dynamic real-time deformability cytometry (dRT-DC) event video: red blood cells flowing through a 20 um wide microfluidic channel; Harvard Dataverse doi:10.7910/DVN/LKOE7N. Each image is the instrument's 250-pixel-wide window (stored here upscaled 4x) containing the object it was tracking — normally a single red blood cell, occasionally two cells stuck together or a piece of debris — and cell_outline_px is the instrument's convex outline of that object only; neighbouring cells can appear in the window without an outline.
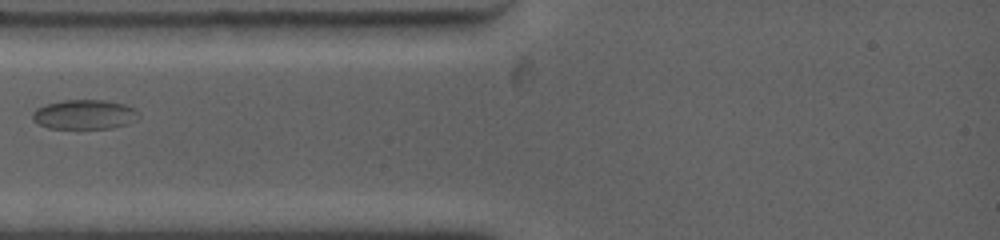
{"species": "common noctule bat (a hibernating species)", "species_latin": "Nyctalus noctula", "temperature_condition": "warm", "stored_images_in_passage": 3, "camera_frame_rate_fps": 4500, "um_per_image_px": 0.085, "animal": {"sex": "female", "body_mass_g": 19.0, "forearm_length_mm": 53.3}, "frame": {"image": 1, "passage_image": 1, "time_ms": 0.0, "image_size_px": [1000, 240], "cell_outline_px": [[140, 116], [136, 120], [128, 124], [112, 128], [48, 128], [32, 120], [32, 112], [36, 108], [44, 104], [64, 100], [104, 100], [124, 104], [140, 112]], "centroid_in_image_um": [7.18, 9.73], "position_along_channel_um": 77.8, "area_um2": 18.38}}
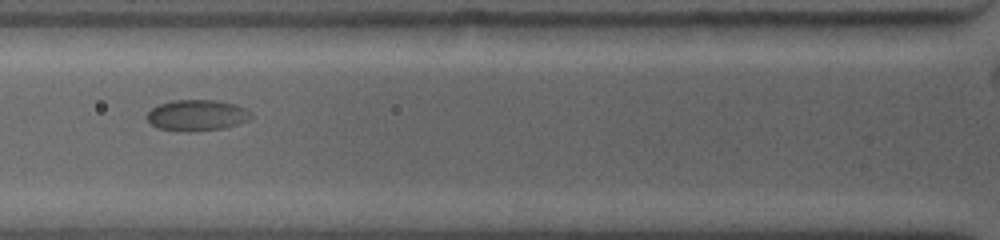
{"frame": {"image": 2, "passage_image": 2, "time_ms": 0.889, "image_size_px": [1000, 240], "cell_outline_px": [[252, 116], [248, 120], [240, 124], [224, 128], [196, 132], [184, 132], [156, 128], [148, 120], [148, 112], [152, 108], [160, 104], [172, 100], [216, 100], [236, 104], [248, 108], [252, 112]], "centroid_in_image_um": [16.79, 9.81], "position_along_channel_um": 109.0, "area_um2": 19.19}}